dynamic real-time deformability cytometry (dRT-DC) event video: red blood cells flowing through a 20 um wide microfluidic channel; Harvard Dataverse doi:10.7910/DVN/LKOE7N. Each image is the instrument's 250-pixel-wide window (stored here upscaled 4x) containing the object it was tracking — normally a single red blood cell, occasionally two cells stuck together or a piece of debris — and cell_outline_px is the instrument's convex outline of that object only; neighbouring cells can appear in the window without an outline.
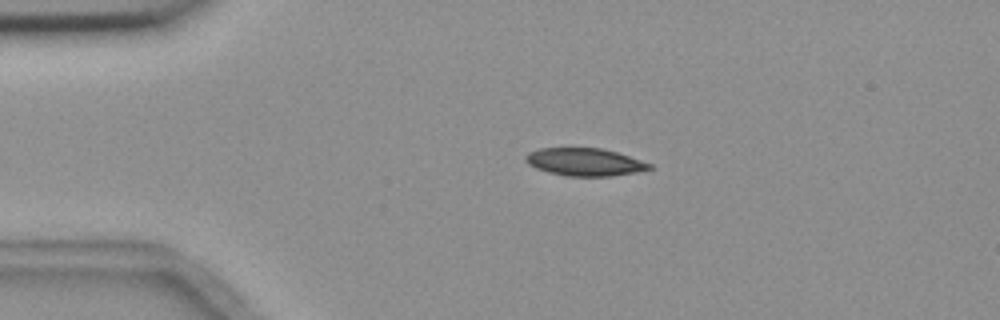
{"species": "common noctule bat (a hibernating species)", "species_latin": "Nyctalus noctula", "temperature_condition": "room temperature", "stored_images_in_passage": 4, "camera_frame_rate_fps": 3000, "um_per_image_px": 0.085, "animal": {"sex": "female", "body_mass_g": 18.4}, "frame": {"image": 1, "passage_image": 3, "time_ms": 2.0, "image_size_px": [1000, 320], "cell_outline_px": [[652, 168], [636, 172], [612, 176], [568, 176], [548, 172], [536, 168], [528, 164], [524, 160], [524, 156], [528, 152], [540, 148], [600, 148], [616, 152], [652, 164]], "centroid_in_image_um": [49.66, 13.77], "position_along_channel_um": 35.3, "area_um2": 19.88}}